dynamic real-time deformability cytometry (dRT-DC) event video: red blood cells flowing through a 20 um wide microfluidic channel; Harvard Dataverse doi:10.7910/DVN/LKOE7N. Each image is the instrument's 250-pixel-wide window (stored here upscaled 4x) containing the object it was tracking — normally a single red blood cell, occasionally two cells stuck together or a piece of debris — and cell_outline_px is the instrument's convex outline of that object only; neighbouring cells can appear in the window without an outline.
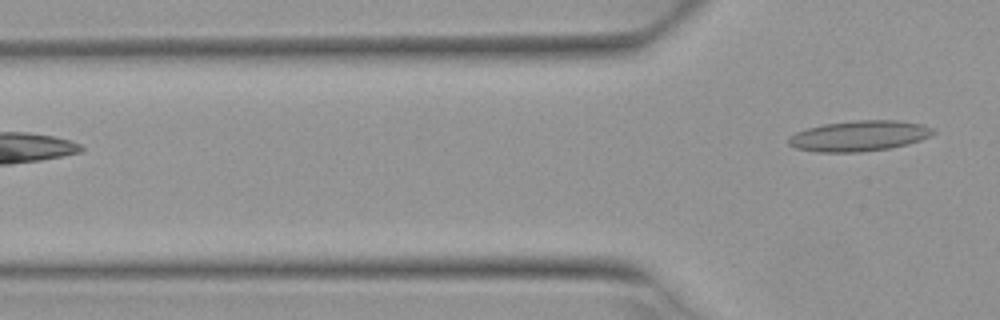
{"species": "Egyptian fruit bat (a non-hibernating species)", "species_latin": "Rousettus aegyptiacus", "temperature_condition": "warm", "stored_images_in_passage": 3, "camera_frame_rate_fps": 3000, "um_per_image_px": 0.085, "animal": {"sex": "female"}, "frame": {"image": 1, "passage_image": 3, "time_ms": 0.667, "image_size_px": [1000, 320], "cell_outline_px": [[936, 132], [920, 140], [908, 144], [892, 148], [860, 152], [820, 152], [796, 148], [788, 144], [788, 136], [796, 132], [808, 128], [824, 124], [856, 120], [896, 120], [924, 124], [932, 128]], "centroid_in_image_um": [73.04, 11.55], "position_along_channel_um": 52.8, "area_um2": 25.78}}